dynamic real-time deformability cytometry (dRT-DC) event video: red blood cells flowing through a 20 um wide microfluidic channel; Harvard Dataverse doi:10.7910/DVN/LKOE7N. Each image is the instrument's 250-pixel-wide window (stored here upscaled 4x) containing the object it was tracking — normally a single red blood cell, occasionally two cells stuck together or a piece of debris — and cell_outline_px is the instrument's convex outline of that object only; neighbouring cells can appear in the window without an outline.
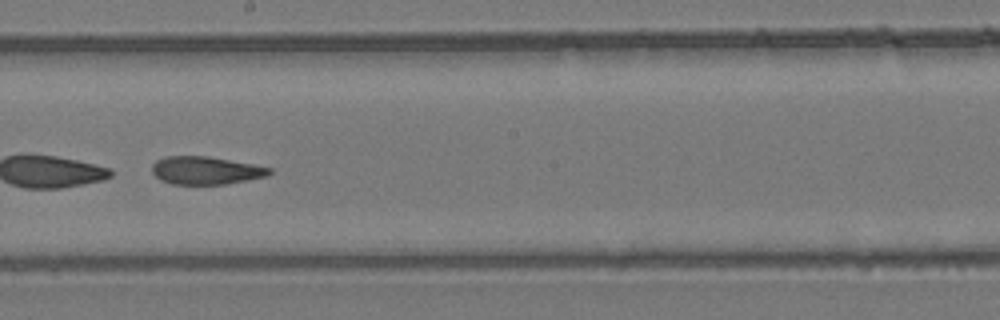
{"species": "common noctule bat (a hibernating species)", "species_latin": "Nyctalus noctula", "temperature_condition": "room temperature", "stored_images_in_passage": 50, "camera_frame_rate_fps": 3000, "um_per_image_px": 0.085, "animal": {"sex": "female", "body_mass_g": 24.6, "forearm_length_mm": 56.2}, "frame": {"image": 1, "passage_image": 29, "time_ms": 9.333, "image_size_px": [1000, 320], "cell_outline_px": [[272, 172], [268, 176], [248, 180], [224, 184], [172, 184], [160, 180], [152, 172], [152, 164], [156, 160], [164, 156], [208, 156], [252, 164], [272, 168]], "centroid_in_image_um": [17.48, 14.48], "position_along_channel_um": 230.7, "area_um2": 19.13}}